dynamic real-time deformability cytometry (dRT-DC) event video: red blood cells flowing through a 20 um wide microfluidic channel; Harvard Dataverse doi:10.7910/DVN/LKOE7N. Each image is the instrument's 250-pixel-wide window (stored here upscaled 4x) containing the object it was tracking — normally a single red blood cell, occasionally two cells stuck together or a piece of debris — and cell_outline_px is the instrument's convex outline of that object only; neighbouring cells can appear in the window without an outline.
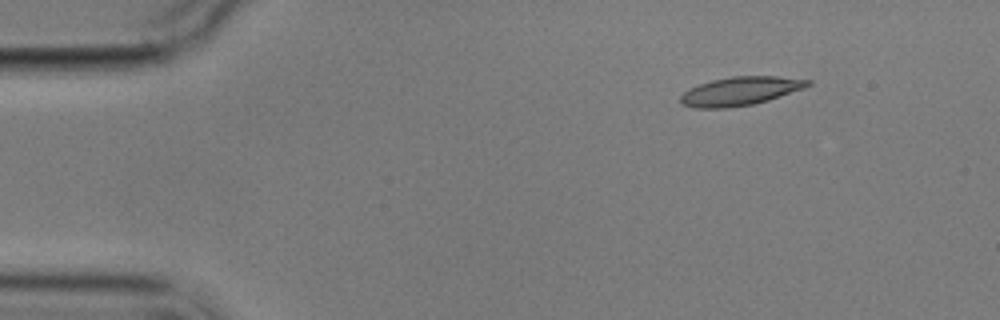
{"species": "common noctule bat (a hibernating species)", "species_latin": "Nyctalus noctula", "temperature_condition": "cold", "stored_images_in_passage": 7, "camera_frame_rate_fps": 3000, "um_per_image_px": 0.085, "animal": {"sex": "male", "body_mass_g": 17.9}, "frame": {"image": 1, "passage_image": 2, "time_ms": 1.333, "image_size_px": [1000, 320], "cell_outline_px": [[812, 84], [804, 88], [768, 100], [752, 104], [728, 108], [692, 108], [680, 104], [680, 96], [688, 88], [712, 80], [732, 76], [780, 76], [812, 80]], "centroid_in_image_um": [62.91, 7.74], "position_along_channel_um": 22.1, "area_um2": 21.33}}
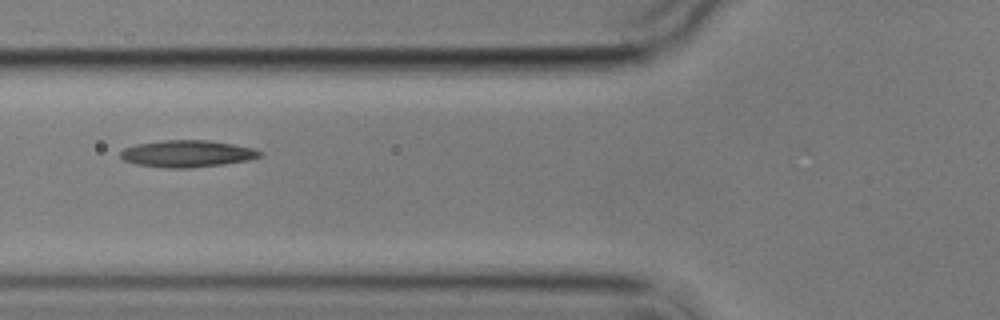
{"frame": {"image": 2, "passage_image": 6, "time_ms": 6.0, "image_size_px": [1000, 320], "cell_outline_px": [[264, 156], [248, 160], [224, 164], [188, 168], [164, 168], [136, 164], [124, 160], [120, 156], [120, 152], [124, 148], [136, 144], [164, 140], [208, 140], [232, 144], [252, 148], [264, 152]], "centroid_in_image_um": [15.93, 13.06], "position_along_channel_um": 109.9, "area_um2": 21.91}}
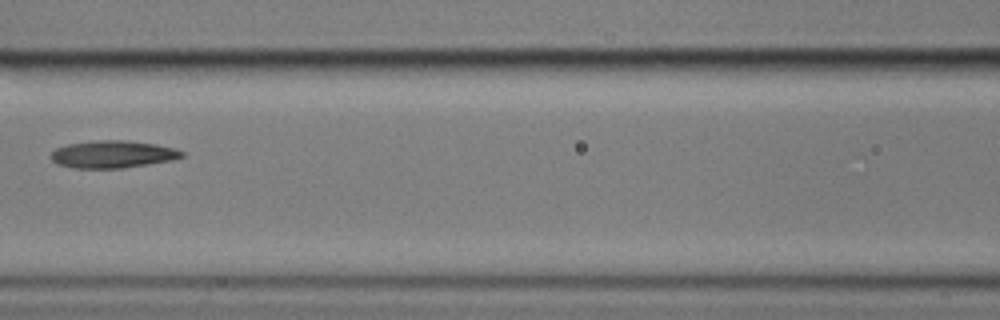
{"frame": {"image": 3, "passage_image": 7, "time_ms": 7.333, "image_size_px": [1000, 320], "cell_outline_px": [[184, 156], [172, 160], [120, 168], [72, 168], [56, 164], [52, 160], [52, 152], [56, 148], [68, 144], [100, 140], [124, 140], [156, 144], [176, 148], [184, 152]], "centroid_in_image_um": [9.59, 13.11], "position_along_channel_um": 157.0, "area_um2": 20.75}}